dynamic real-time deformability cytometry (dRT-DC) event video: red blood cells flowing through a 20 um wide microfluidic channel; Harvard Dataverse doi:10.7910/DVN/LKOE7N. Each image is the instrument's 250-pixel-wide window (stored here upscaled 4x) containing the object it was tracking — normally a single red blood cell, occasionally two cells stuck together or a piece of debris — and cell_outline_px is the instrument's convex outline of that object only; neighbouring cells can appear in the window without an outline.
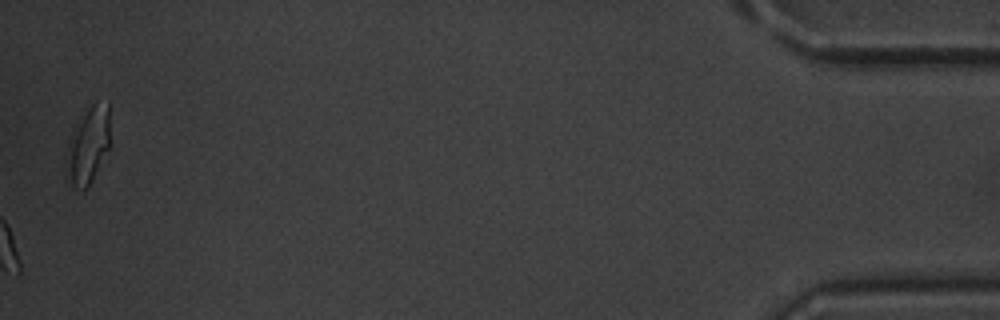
{"species": "common noctule bat (a hibernating species)", "species_latin": "Nyctalus noctula", "temperature_condition": "warm", "stored_images_in_passage": 54, "camera_frame_rate_fps": 3000, "um_per_image_px": 0.085, "animal": {"sex": "male", "body_mass_g": 20.1, "forearm_length_mm": 53.5}, "frame": {"image": 1, "passage_image": 54, "time_ms": 17.667, "image_size_px": [1000, 320], "cell_outline_px": [[108, 148], [88, 188], [76, 188], [72, 184], [68, 144], [72, 128], [88, 108], [92, 104], [108, 104]], "centroid_in_image_um": [7.52, 12.3], "position_along_channel_um": 427.7, "area_um2": 18.03}, "authors_computed_cell_mechanics": {"area_um2": 18.0914, "velocity_mm_per_s": 3.8072, "shape_relaxation_time_tau1_ms": 4.6962, "shape_relaxation_time_tau2_ms": 0.8537, "deformation_change_tau1": 0.1666, "deformation_change_tau2": 0.0549}}